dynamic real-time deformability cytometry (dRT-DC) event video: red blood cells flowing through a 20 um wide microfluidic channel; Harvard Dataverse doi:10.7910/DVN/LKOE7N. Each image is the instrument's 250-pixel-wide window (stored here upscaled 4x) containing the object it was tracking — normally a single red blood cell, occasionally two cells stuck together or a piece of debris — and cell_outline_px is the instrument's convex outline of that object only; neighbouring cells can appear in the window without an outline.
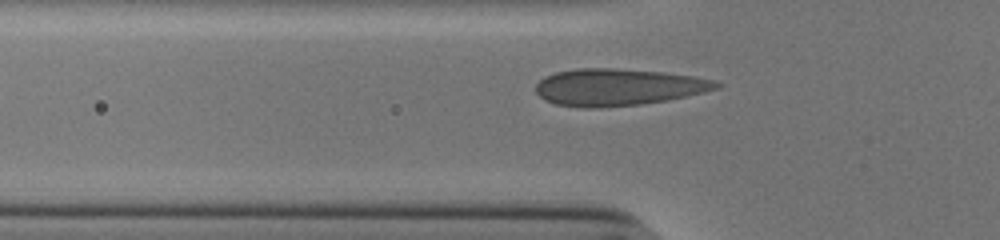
{"species": "human", "species_latin": "Homo sapiens", "temperature_condition": "cold", "stored_images_in_passage": 27, "camera_frame_rate_fps": 3000, "um_per_image_px": 0.085, "donor": {"sex": "male"}, "frame": {"image": 1, "passage_image": 2, "time_ms": 0.333, "image_size_px": [1000, 240], "cell_outline_px": [[720, 88], [704, 92], [668, 100], [640, 104], [600, 108], [584, 108], [556, 104], [544, 100], [536, 92], [536, 84], [544, 76], [556, 72], [576, 68], [612, 68], [660, 72], [692, 76], [716, 80], [720, 84]], "centroid_in_image_um": [52.51, 7.41], "position_along_channel_um": 73.3, "area_um2": 38.84}}
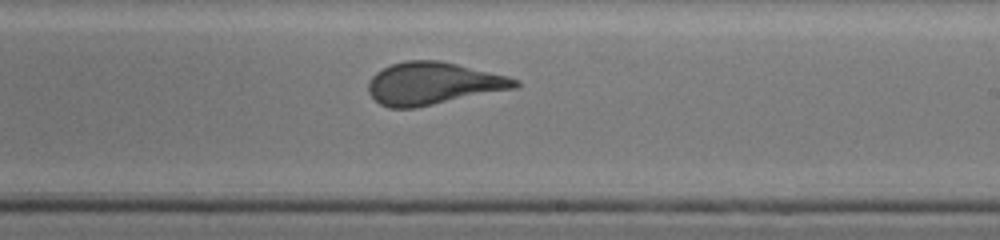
{"frame": {"image": 2, "passage_image": 16, "time_ms": 5.0, "image_size_px": [1000, 240], "cell_outline_px": [[520, 88], [416, 108], [388, 108], [380, 104], [368, 92], [368, 84], [372, 76], [376, 72], [392, 64], [408, 60], [440, 60], [508, 76], [520, 80]], "centroid_in_image_um": [36.87, 7.11], "position_along_channel_um": 252.1, "area_um2": 36.59}}
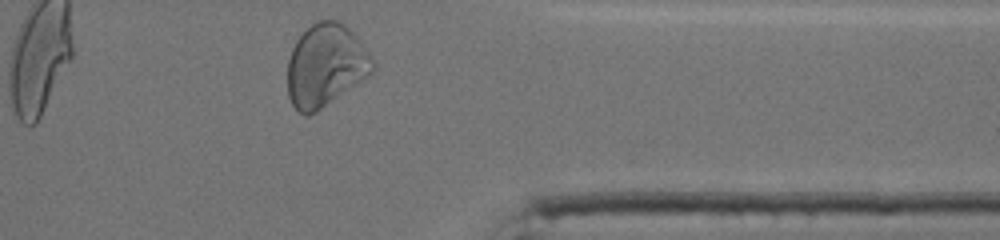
{"frame": {"image": 3, "passage_image": 27, "time_ms": 8.667, "image_size_px": [1000, 240], "cell_outline_px": [[376, 68], [368, 76], [316, 112], [308, 116], [304, 116], [292, 104], [288, 96], [288, 60], [292, 48], [296, 40], [316, 20], [336, 20], [344, 24], [364, 44], [372, 56], [376, 64]], "centroid_in_image_um": [27.69, 5.56], "position_along_channel_um": 383.7, "area_um2": 40.98}, "authors_computed_cell_mechanics": {"area_um2": 36.1828, "velocity_mm_per_s": 3.8503, "shape_relaxation_time_tau1_ms": 9.1906, "shape_relaxation_time_tau2_ms": null, "deformation_change_tau1": 0.2368, "deformation_change_tau2": null}}